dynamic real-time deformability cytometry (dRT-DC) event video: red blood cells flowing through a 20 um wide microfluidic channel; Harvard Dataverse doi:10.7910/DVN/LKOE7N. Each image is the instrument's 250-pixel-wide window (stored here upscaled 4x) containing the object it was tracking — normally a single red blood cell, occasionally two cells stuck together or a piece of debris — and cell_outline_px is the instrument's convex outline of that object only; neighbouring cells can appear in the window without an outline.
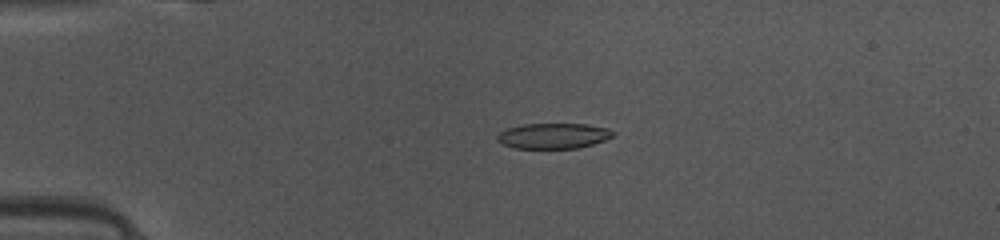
{"species": "common noctule bat (a hibernating species)", "species_latin": "Nyctalus noctula", "temperature_condition": "warm", "stored_images_in_passage": 39, "camera_frame_rate_fps": 3000, "um_per_image_px": 0.085, "animal": {"sex": "female", "body_mass_g": 10.0, "forearm_length_mm": 53.1}, "frame": {"image": 1, "passage_image": 2, "time_ms": 0.333, "image_size_px": [1000, 240], "cell_outline_px": [[616, 132], [612, 136], [604, 140], [580, 148], [516, 148], [504, 144], [496, 140], [496, 136], [500, 132], [508, 128], [524, 124], [588, 124], [608, 128]], "centroid_in_image_um": [47.05, 11.54], "position_along_channel_um": 37.9, "area_um2": 17.11}}
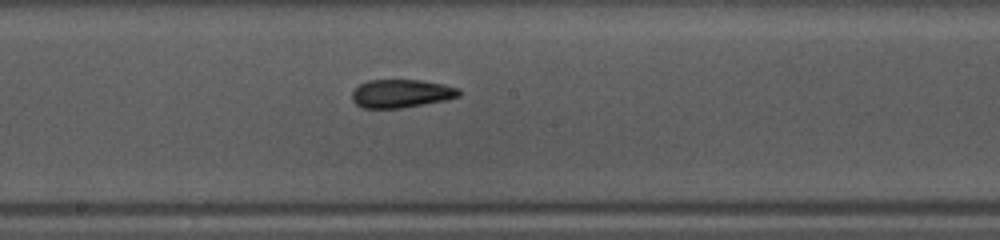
{"frame": {"image": 2, "passage_image": 17, "time_ms": 5.333, "image_size_px": [1000, 240], "cell_outline_px": [[460, 96], [448, 100], [400, 108], [364, 108], [356, 104], [352, 100], [352, 92], [360, 84], [368, 80], [420, 80], [444, 84], [460, 88]], "centroid_in_image_um": [34.14, 7.95], "position_along_channel_um": 214.1, "area_um2": 17.69}}
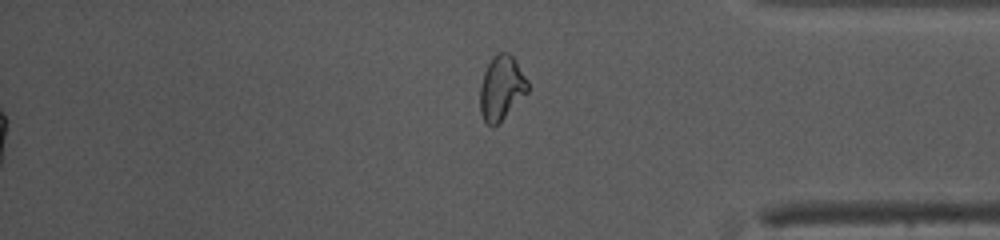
{"frame": {"image": 3, "passage_image": 31, "time_ms": 10.0, "image_size_px": [1000, 240], "cell_outline_px": [[528, 92], [492, 128], [484, 120], [480, 112], [480, 84], [484, 72], [492, 56], [496, 52], [508, 52], [512, 56], [528, 80]], "centroid_in_image_um": [42.6, 7.44], "position_along_channel_um": 392.6, "area_um2": 17.69}, "authors_computed_cell_mechanics": {"area_um2": 17.6868, "velocity_mm_per_s": 4.1481, "shape_relaxation_time_tau1_ms": 10.5553, "shape_relaxation_time_tau2_ms": 2.2665, "deformation_change_tau1": 0.2524, "deformation_change_tau2": 0.0941}}